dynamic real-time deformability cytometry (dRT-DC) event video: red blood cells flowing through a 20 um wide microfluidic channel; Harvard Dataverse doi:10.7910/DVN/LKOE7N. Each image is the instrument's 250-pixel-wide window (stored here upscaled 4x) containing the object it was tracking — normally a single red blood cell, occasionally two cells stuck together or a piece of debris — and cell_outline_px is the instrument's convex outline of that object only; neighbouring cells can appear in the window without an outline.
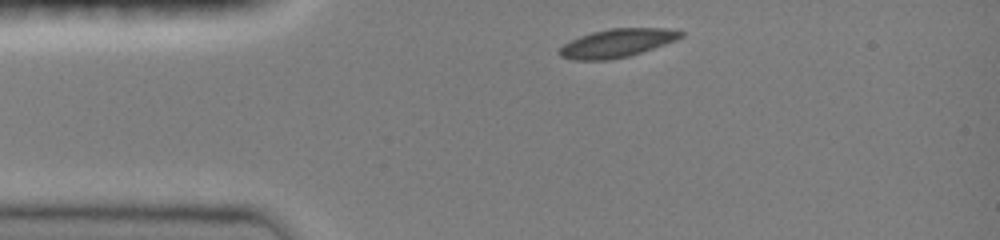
{"species": "common noctule bat (a hibernating species)", "species_latin": "Nyctalus noctula", "temperature_condition": "room temperature", "stored_images_in_passage": 4, "camera_frame_rate_fps": 3000, "um_per_image_px": 0.085, "animal": {"sex": "female", "body_mass_g": 19.0, "forearm_length_mm": 51.5}, "frame": {"image": 1, "passage_image": 1, "time_ms": 0.0, "image_size_px": [1000, 240], "cell_outline_px": [[684, 36], [676, 40], [628, 56], [608, 60], [572, 60], [560, 56], [556, 52], [564, 44], [580, 36], [592, 32], [612, 28], [668, 28], [684, 32]], "centroid_in_image_um": [52.43, 3.66], "position_along_channel_um": 32.6, "area_um2": 19.94}}
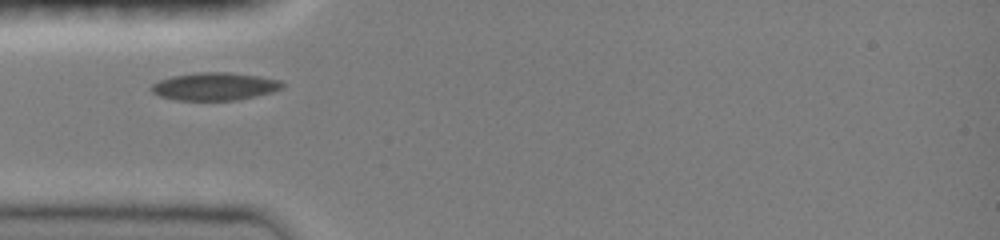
{"frame": {"image": 2, "passage_image": 3, "time_ms": 0.667, "image_size_px": [1000, 240], "cell_outline_px": [[284, 88], [272, 92], [256, 96], [236, 100], [176, 100], [160, 96], [152, 92], [148, 88], [152, 84], [160, 80], [172, 76], [196, 72], [228, 72], [260, 76], [280, 80], [284, 84]], "centroid_in_image_um": [18.25, 7.34], "position_along_channel_um": 66.8, "area_um2": 21.33}}